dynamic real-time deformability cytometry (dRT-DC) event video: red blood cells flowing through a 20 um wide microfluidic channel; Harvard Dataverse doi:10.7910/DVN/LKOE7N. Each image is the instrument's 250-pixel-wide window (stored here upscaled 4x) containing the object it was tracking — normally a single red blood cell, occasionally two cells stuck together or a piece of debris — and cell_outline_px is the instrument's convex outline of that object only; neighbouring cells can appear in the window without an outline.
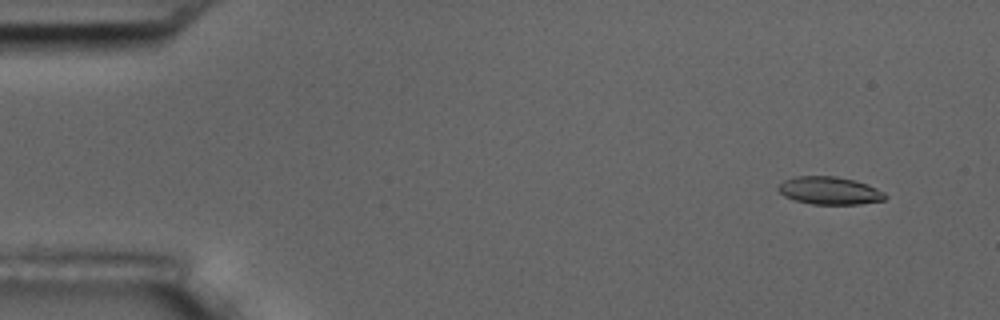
{"species": "common noctule bat (a hibernating species)", "species_latin": "Nyctalus noctula", "temperature_condition": "room temperature", "stored_images_in_passage": 57, "camera_frame_rate_fps": 3000, "um_per_image_px": 0.085, "animal": {"sex": "male", "body_mass_g": 17.5, "forearm_length_mm": 52.3}, "frame": {"image": 1, "passage_image": 5, "time_ms": 1.333, "image_size_px": [1000, 320], "cell_outline_px": [[888, 196], [884, 200], [860, 204], [812, 204], [796, 200], [784, 196], [776, 188], [784, 180], [796, 176], [836, 176], [856, 180], [868, 184], [884, 192]], "centroid_in_image_um": [70.53, 16.19], "position_along_channel_um": 14.5, "area_um2": 17.34}}
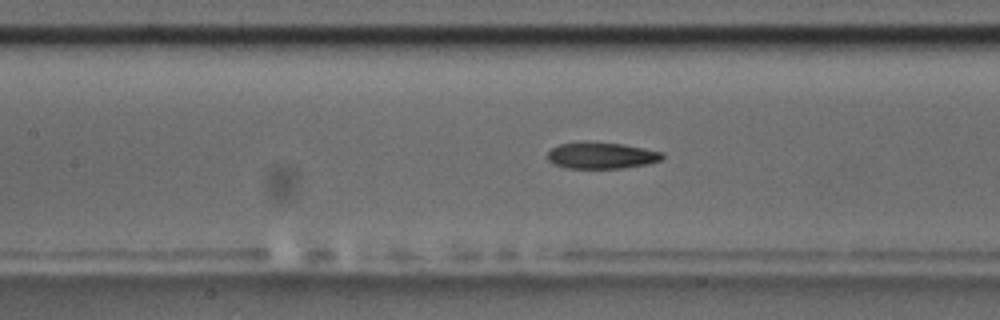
{"frame": {"image": 2, "passage_image": 26, "time_ms": 8.333, "image_size_px": [1000, 320], "cell_outline_px": [[664, 156], [660, 160], [648, 164], [620, 168], [564, 168], [552, 164], [548, 160], [548, 152], [552, 148], [560, 144], [584, 140], [620, 144], [644, 148], [664, 152]], "centroid_in_image_um": [51.09, 13.2], "position_along_channel_um": 156.3, "area_um2": 17.92}}
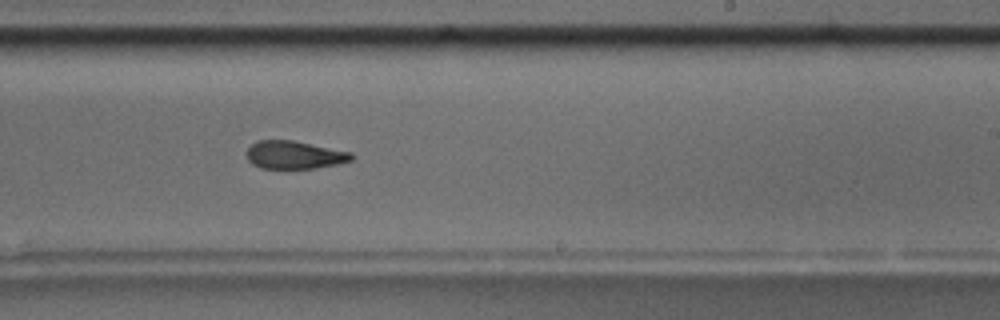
{"frame": {"image": 3, "passage_image": 35, "time_ms": 11.333, "image_size_px": [1000, 320], "cell_outline_px": [[356, 156], [352, 160], [336, 164], [316, 168], [260, 168], [252, 164], [248, 160], [248, 148], [256, 140], [292, 140], [352, 152]], "centroid_in_image_um": [25.04, 13.16], "position_along_channel_um": 264.0, "area_um2": 17.05}, "authors_computed_cell_mechanics": {"area_um2": 18.0914, "velocity_mm_per_s": 3.6096, "shape_relaxation_time_tau1_ms": 7.9455, "shape_relaxation_time_tau2_ms": 3.9623, "deformation_change_tau1": 0.1983, "deformation_change_tau2": 0.1279}}